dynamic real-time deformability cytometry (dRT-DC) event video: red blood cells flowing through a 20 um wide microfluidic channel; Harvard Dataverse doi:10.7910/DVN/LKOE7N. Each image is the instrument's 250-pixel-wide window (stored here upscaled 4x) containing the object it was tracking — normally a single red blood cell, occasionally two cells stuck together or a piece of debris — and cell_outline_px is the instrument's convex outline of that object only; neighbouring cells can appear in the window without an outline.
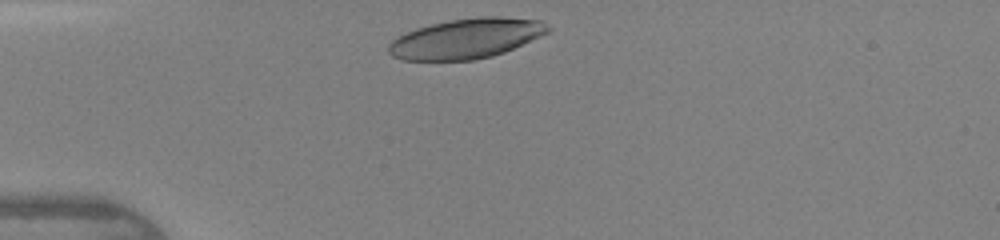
{"species": "human", "species_latin": "Homo sapiens", "temperature_condition": "warm", "stored_images_in_passage": 26, "camera_frame_rate_fps": 3000, "um_per_image_px": 0.085, "donor": {"sex": "female"}, "frame": {"image": 1, "passage_image": 1, "time_ms": 0.0, "image_size_px": [1000, 240], "cell_outline_px": [[552, 28], [548, 32], [540, 36], [504, 52], [492, 56], [472, 60], [404, 60], [392, 56], [388, 52], [388, 44], [392, 40], [416, 28], [448, 20], [480, 16], [500, 16], [540, 20]], "centroid_in_image_um": [39.63, 3.26], "position_along_channel_um": 45.4, "area_um2": 36.99}}
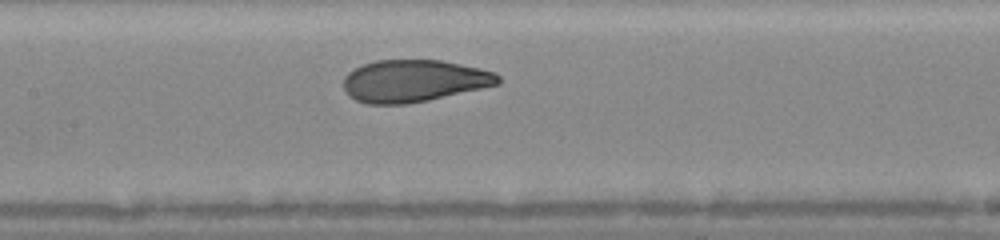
{"frame": {"image": 2, "passage_image": 11, "time_ms": 3.333, "image_size_px": [1000, 240], "cell_outline_px": [[500, 84], [428, 100], [408, 104], [368, 104], [356, 100], [348, 96], [344, 88], [344, 76], [348, 72], [364, 64], [376, 60], [440, 60], [480, 68], [496, 72], [500, 76]], "centroid_in_image_um": [35.18, 6.88], "position_along_channel_um": 172.2, "area_um2": 37.97}}
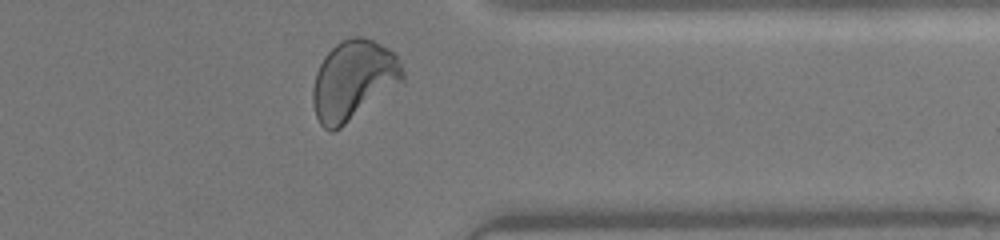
{"frame": {"image": 3, "passage_image": 25, "time_ms": 8.0, "image_size_px": [1000, 240], "cell_outline_px": [[404, 80], [340, 128], [332, 132], [324, 128], [320, 124], [316, 116], [312, 100], [312, 88], [316, 72], [324, 56], [340, 40], [352, 36], [364, 36], [396, 52], [400, 60], [404, 72]], "centroid_in_image_um": [30.03, 6.79], "position_along_channel_um": 381.4, "area_um2": 41.67}}